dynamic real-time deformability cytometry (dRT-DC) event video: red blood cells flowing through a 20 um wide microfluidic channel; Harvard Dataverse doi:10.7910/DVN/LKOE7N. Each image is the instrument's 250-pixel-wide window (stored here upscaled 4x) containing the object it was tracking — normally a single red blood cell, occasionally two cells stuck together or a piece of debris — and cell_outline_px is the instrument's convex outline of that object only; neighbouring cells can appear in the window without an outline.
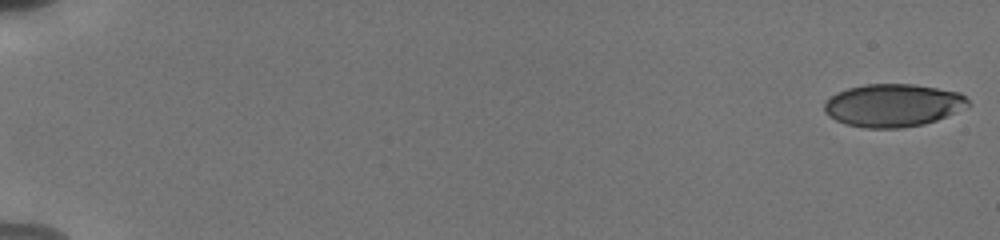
{"species": "human", "species_latin": "Homo sapiens", "temperature_condition": "cold", "stored_images_in_passage": 55, "camera_frame_rate_fps": 3000, "um_per_image_px": 0.085, "donor": {"sex": "male"}, "frame": {"image": 1, "passage_image": 1, "time_ms": 0.0, "image_size_px": [1000, 240], "cell_outline_px": [[972, 104], [968, 108], [936, 120], [924, 124], [900, 128], [864, 128], [848, 124], [836, 120], [828, 116], [824, 112], [824, 104], [836, 92], [848, 88], [864, 84], [916, 84], [960, 92]], "centroid_in_image_um": [75.94, 8.95], "position_along_channel_um": 9.1, "area_um2": 36.13}}
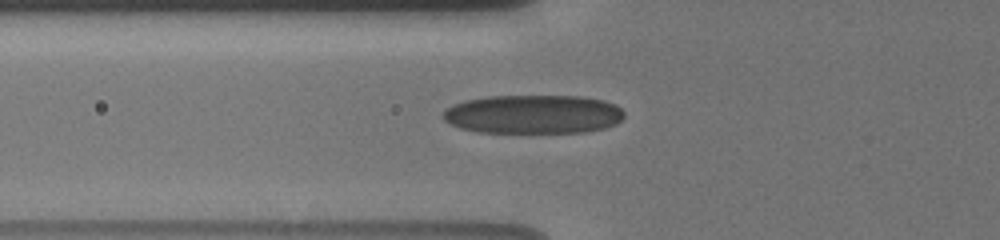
{"frame": {"image": 2, "passage_image": 22, "time_ms": 7.0, "image_size_px": [1000, 240], "cell_outline_px": [[624, 116], [616, 124], [604, 128], [584, 132], [476, 132], [460, 128], [448, 124], [444, 120], [444, 112], [448, 108], [464, 100], [488, 96], [580, 96], [604, 100], [616, 104], [624, 112]], "centroid_in_image_um": [45.34, 9.71], "position_along_channel_um": 80.5, "area_um2": 41.04}}
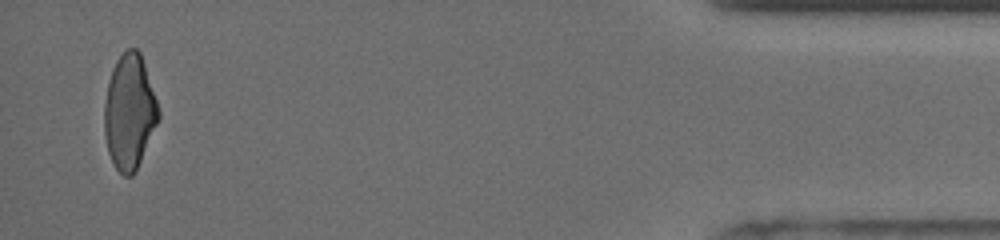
{"frame": {"image": 3, "passage_image": 54, "time_ms": 17.667, "image_size_px": [1000, 240], "cell_outline_px": [[160, 116], [140, 160], [132, 176], [124, 176], [116, 168], [108, 152], [104, 132], [104, 104], [108, 80], [112, 68], [116, 60], [128, 48], [136, 48], [140, 52], [160, 112]], "centroid_in_image_um": [10.98, 9.49], "position_along_channel_um": 424.2, "area_um2": 35.72}, "authors_computed_cell_mechanics": {"area_um2": 38.0902, "velocity_mm_per_s": 3.8376, "shape_relaxation_time_tau1_ms": 6.4705, "shape_relaxation_time_tau2_ms": 1.6121, "deformation_change_tau1": 0.165, "deformation_change_tau2": 0.0782}}